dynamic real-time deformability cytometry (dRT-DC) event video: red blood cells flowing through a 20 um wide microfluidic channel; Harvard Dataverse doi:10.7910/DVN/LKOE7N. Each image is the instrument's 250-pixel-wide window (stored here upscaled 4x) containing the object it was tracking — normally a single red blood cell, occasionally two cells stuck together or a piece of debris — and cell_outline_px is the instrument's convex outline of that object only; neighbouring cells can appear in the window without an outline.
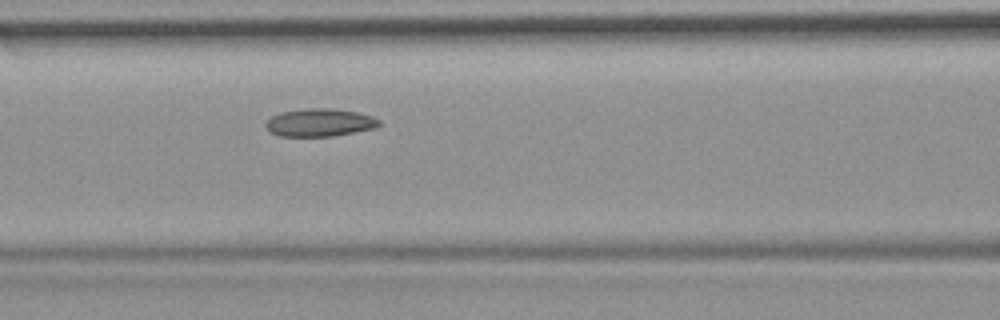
{"species": "common noctule bat (a hibernating species)", "species_latin": "Nyctalus noctula", "temperature_condition": "room temperature", "stored_images_in_passage": 4, "camera_frame_rate_fps": 3000, "um_per_image_px": 0.085, "animal": {"sex": "female", "body_mass_g": 19.9}, "frame": {"image": 1, "passage_image": 4, "time_ms": 3.333, "image_size_px": [1000, 320], "cell_outline_px": [[380, 124], [376, 128], [332, 136], [280, 136], [272, 132], [264, 124], [272, 116], [280, 112], [304, 108], [332, 108], [356, 112], [372, 116], [380, 120]], "centroid_in_image_um": [27.18, 10.41], "position_along_channel_um": 139.4, "area_um2": 18.32}}